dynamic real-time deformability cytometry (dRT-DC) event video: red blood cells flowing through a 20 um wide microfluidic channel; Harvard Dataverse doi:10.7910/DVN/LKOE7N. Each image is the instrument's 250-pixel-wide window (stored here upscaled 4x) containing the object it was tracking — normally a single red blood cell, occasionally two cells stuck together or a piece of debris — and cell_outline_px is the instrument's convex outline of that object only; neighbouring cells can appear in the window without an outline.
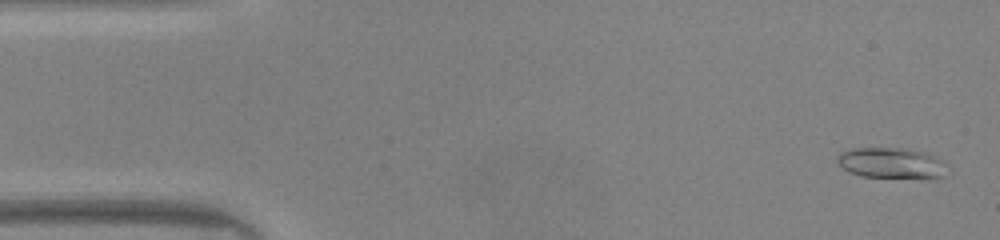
{"species": "common noctule bat (a hibernating species)", "species_latin": "Nyctalus noctula", "temperature_condition": "warm", "stored_images_in_passage": 48, "camera_frame_rate_fps": 3000, "um_per_image_px": 0.085, "animal": {"sex": "male", "body_mass_g": 20.0, "forearm_length_mm": 53.3}, "frame": {"image": 1, "passage_image": 2, "time_ms": 0.333, "image_size_px": [1000, 240], "cell_outline_px": [[948, 164], [944, 176], [860, 176], [836, 164], [836, 156], [840, 152], [848, 148], [908, 148], [940, 156]], "centroid_in_image_um": [75.75, 13.8], "position_along_channel_um": 9.2, "area_um2": 19.54}}
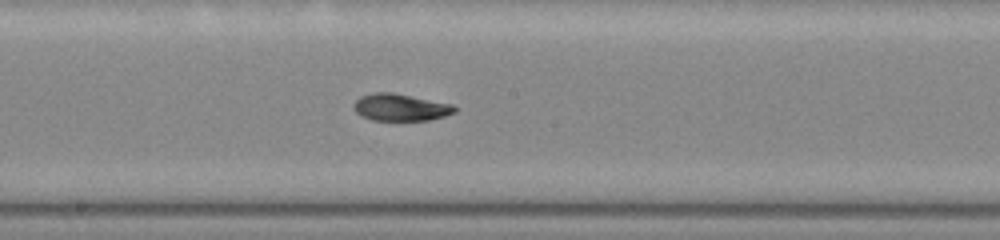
{"frame": {"image": 2, "passage_image": 25, "time_ms": 8.0, "image_size_px": [1000, 240], "cell_outline_px": [[456, 112], [444, 116], [428, 120], [372, 120], [360, 116], [352, 108], [352, 104], [360, 96], [372, 92], [392, 92], [452, 104], [456, 108]], "centroid_in_image_um": [33.99, 9.12], "position_along_channel_um": 214.2, "area_um2": 16.01}}
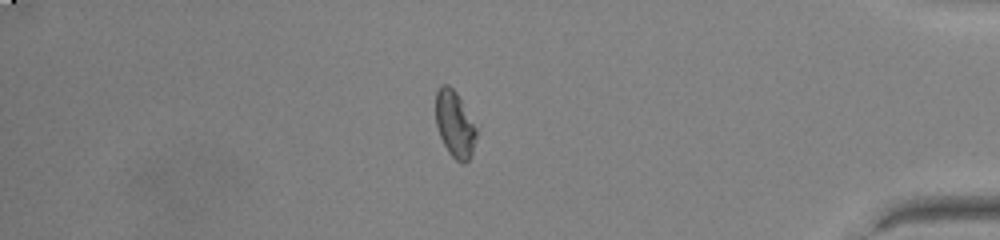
{"frame": {"image": 3, "passage_image": 41, "time_ms": 13.333, "image_size_px": [1000, 240], "cell_outline_px": [[476, 136], [472, 152], [468, 160], [464, 164], [460, 164], [448, 152], [440, 136], [436, 124], [436, 92], [440, 84], [448, 84], [456, 92], [476, 128]], "centroid_in_image_um": [38.63, 10.56], "position_along_channel_um": 396.6, "area_um2": 15.49}, "authors_computed_cell_mechanics": {"area_um2": 16.3285, "velocity_mm_per_s": 4.1613, "shape_relaxation_time_tau1_ms": null, "shape_relaxation_time_tau2_ms": 1.8426, "deformation_change_tau1": null, "deformation_change_tau2": 0.0561}}